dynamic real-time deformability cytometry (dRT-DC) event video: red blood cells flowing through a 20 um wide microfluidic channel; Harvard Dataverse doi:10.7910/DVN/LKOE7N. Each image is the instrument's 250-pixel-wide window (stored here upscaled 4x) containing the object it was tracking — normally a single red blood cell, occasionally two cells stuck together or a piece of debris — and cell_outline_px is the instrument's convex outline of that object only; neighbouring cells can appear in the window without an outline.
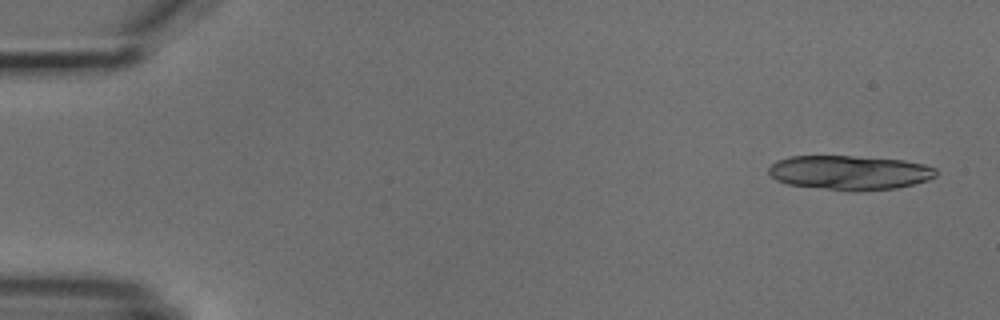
{"species": "common noctule bat (a hibernating species)", "species_latin": "Nyctalus noctula", "temperature_condition": "cold", "stored_images_in_passage": 4, "camera_frame_rate_fps": 3000, "um_per_image_px": 0.085, "animal": {"sex": "male", "body_mass_g": 18.8}, "frame": {"image": 1, "passage_image": 1, "time_ms": 0.0, "image_size_px": [1000, 320], "cell_outline_px": [[936, 176], [928, 180], [896, 188], [860, 192], [848, 192], [788, 184], [776, 180], [768, 172], [768, 168], [776, 160], [788, 156], [852, 156], [904, 160], [924, 164], [936, 168]], "centroid_in_image_um": [72.21, 14.68], "position_along_channel_um": 12.8, "area_um2": 33.87}}